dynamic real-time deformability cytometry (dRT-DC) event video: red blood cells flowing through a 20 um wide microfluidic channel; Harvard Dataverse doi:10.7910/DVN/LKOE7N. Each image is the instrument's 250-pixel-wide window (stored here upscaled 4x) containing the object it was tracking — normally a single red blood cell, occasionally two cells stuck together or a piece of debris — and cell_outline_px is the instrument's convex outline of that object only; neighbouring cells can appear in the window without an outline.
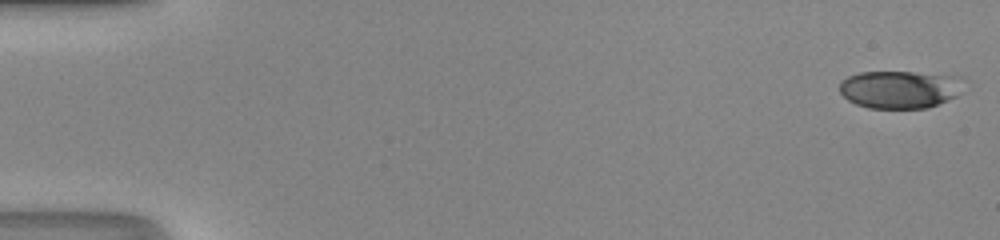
{"species": "human", "species_latin": "Homo sapiens", "temperature_condition": "room temperature", "stored_images_in_passage": 49, "camera_frame_rate_fps": 3000, "um_per_image_px": 0.085, "donor": {"sex": "male"}, "frame": {"image": 1, "passage_image": 1, "time_ms": 0.0, "image_size_px": [1000, 240], "cell_outline_px": [[968, 80], [956, 96], [928, 108], [868, 108], [856, 104], [848, 100], [840, 92], [840, 80], [848, 76], [860, 72], [912, 72], [964, 76]], "centroid_in_image_um": [76.54, 7.58], "position_along_channel_um": 8.5, "area_um2": 27.69}}
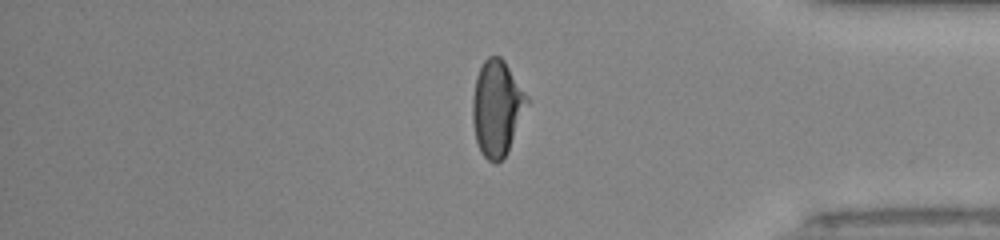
{"frame": {"image": 2, "passage_image": 41, "time_ms": 13.333, "image_size_px": [1000, 240], "cell_outline_px": [[528, 104], [508, 152], [496, 164], [488, 160], [480, 152], [476, 140], [472, 120], [472, 96], [476, 76], [484, 60], [488, 56], [500, 56], [504, 60], [528, 96]], "centroid_in_image_um": [42.23, 9.18], "position_along_channel_um": 393.0, "area_um2": 30.4}}
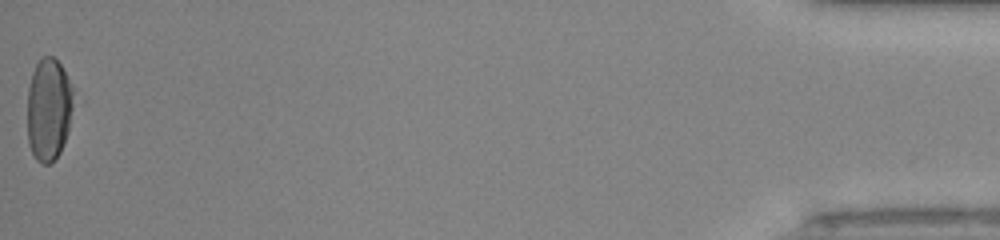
{"frame": {"image": 3, "passage_image": 49, "time_ms": 16.0, "image_size_px": [1000, 240], "cell_outline_px": [[84, 104], [60, 152], [48, 164], [44, 164], [36, 160], [28, 144], [28, 88], [32, 72], [36, 64], [44, 56], [52, 56], [60, 64], [84, 100]], "centroid_in_image_um": [4.33, 9.27], "position_along_channel_um": 430.9, "area_um2": 30.11}, "authors_computed_cell_mechanics": {"area_um2": 30.056, "velocity_mm_per_s": 4.2709, "shape_relaxation_time_tau1_ms": 6.2188, "shape_relaxation_time_tau2_ms": 0.8821, "deformation_change_tau1": 0.2217, "deformation_change_tau2": 0.0754}}